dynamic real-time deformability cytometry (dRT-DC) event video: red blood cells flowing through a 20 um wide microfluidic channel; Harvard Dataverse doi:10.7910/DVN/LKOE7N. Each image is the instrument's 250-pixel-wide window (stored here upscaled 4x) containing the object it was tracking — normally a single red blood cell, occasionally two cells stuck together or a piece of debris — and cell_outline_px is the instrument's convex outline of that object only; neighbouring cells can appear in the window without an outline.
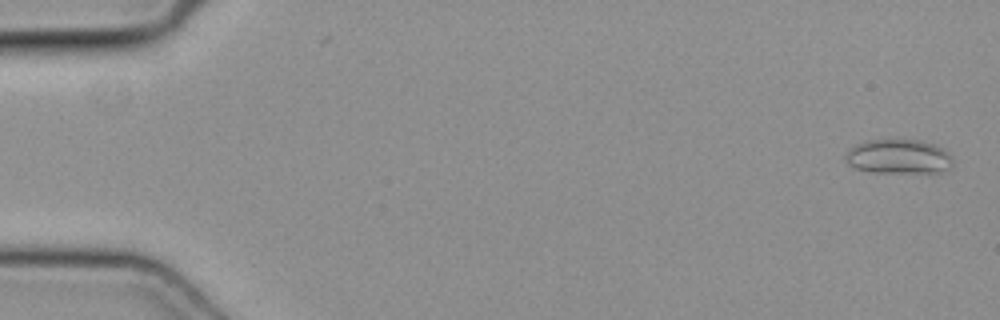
{"species": "common noctule bat (a hibernating species)", "species_latin": "Nyctalus noctula", "temperature_condition": "cold", "stored_images_in_passage": 14, "camera_frame_rate_fps": 3000, "um_per_image_px": 0.085, "animal": {"sex": "female", "body_mass_g": 19.3, "forearm_length_mm": 54.1}, "frame": {"image": 1, "passage_image": 1, "time_ms": 0.0, "image_size_px": [1000, 320], "cell_outline_px": [[952, 168], [940, 172], [872, 172], [856, 168], [848, 164], [844, 160], [844, 156], [848, 148], [856, 144], [868, 140], [920, 140], [936, 144], [944, 148], [952, 156]], "centroid_in_image_um": [76.39, 13.3], "position_along_channel_um": 8.6, "area_um2": 21.79}}
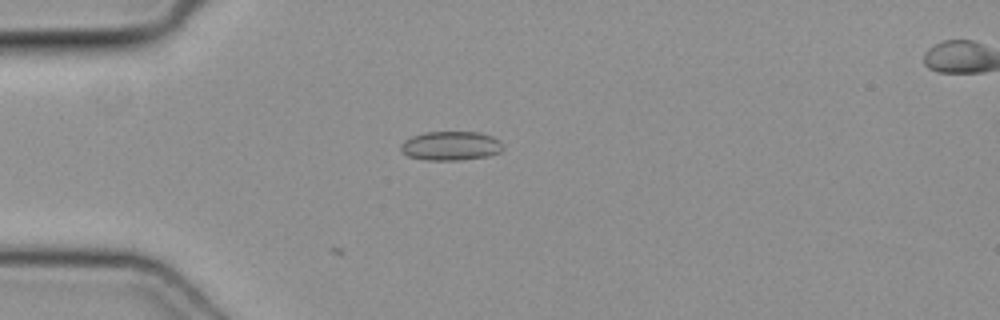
{"frame": {"image": 2, "passage_image": 14, "time_ms": 4.333, "image_size_px": [1000, 320], "cell_outline_px": [[504, 148], [500, 152], [488, 156], [460, 160], [424, 160], [408, 156], [400, 152], [400, 144], [404, 140], [412, 136], [424, 132], [480, 132], [492, 136], [500, 140]], "centroid_in_image_um": [38.3, 12.4], "position_along_channel_um": 46.7, "area_um2": 17.57}}